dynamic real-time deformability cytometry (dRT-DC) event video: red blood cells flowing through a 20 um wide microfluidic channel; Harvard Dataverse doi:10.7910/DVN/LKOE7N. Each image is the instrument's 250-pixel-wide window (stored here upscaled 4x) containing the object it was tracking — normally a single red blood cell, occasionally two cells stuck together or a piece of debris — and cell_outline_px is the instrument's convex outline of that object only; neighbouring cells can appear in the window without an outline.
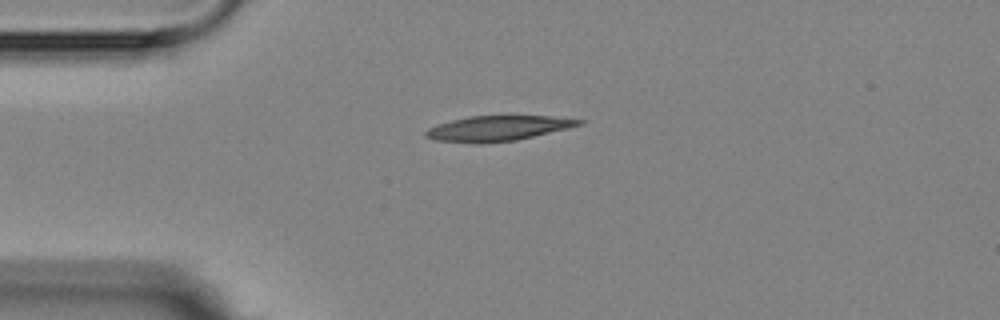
{"species": "Egyptian fruit bat (a non-hibernating species)", "species_latin": "Rousettus aegyptiacus", "temperature_condition": "room temperature", "stored_images_in_passage": 5, "camera_frame_rate_fps": 3000, "um_per_image_px": 0.085, "animal": {"sex": "female"}, "frame": {"image": 1, "passage_image": 1, "time_ms": 0.0, "image_size_px": [1000, 320], "cell_outline_px": [[584, 124], [568, 128], [516, 140], [480, 144], [476, 144], [436, 140], [424, 136], [424, 132], [428, 128], [452, 120], [468, 116], [548, 116], [584, 120]], "centroid_in_image_um": [42.29, 10.91], "position_along_channel_um": 42.7, "area_um2": 22.37}}
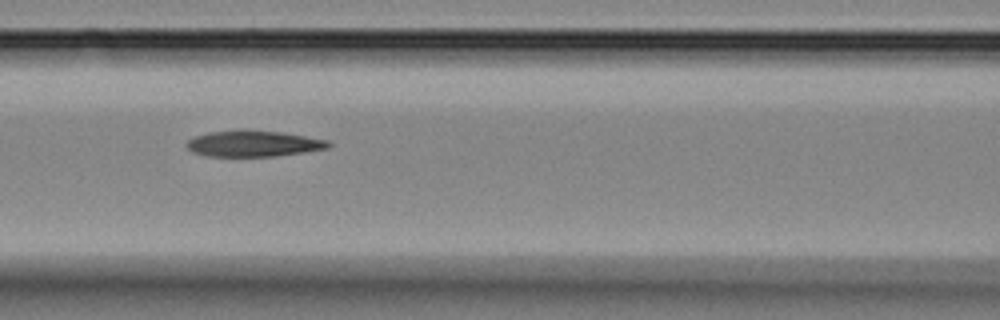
{"frame": {"image": 2, "passage_image": 4, "time_ms": 3.333, "image_size_px": [1000, 320], "cell_outline_px": [[332, 144], [328, 148], [304, 152], [276, 156], [208, 156], [192, 152], [184, 144], [192, 136], [208, 132], [244, 128], [280, 132], [328, 140]], "centroid_in_image_um": [21.49, 12.18], "position_along_channel_um": 145.1, "area_um2": 21.91}}
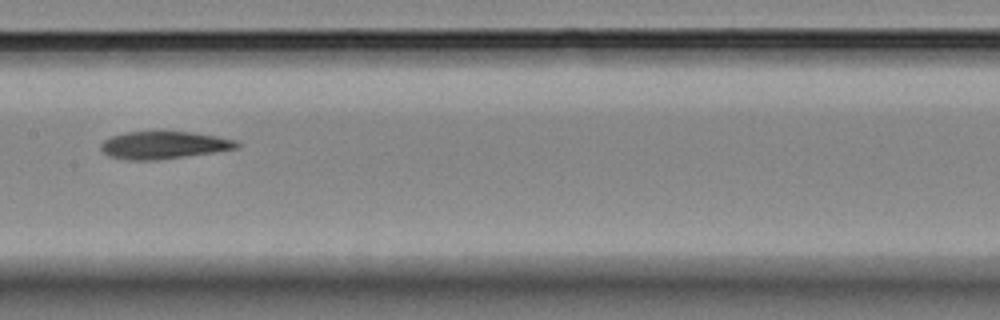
{"frame": {"image": 3, "passage_image": 5, "time_ms": 4.667, "image_size_px": [1000, 320], "cell_outline_px": [[240, 144], [236, 148], [212, 152], [156, 160], [124, 160], [108, 156], [100, 148], [100, 144], [104, 140], [112, 136], [124, 132], [188, 132], [216, 136], [240, 140]], "centroid_in_image_um": [13.89, 12.34], "position_along_channel_um": 193.5, "area_um2": 21.62}}